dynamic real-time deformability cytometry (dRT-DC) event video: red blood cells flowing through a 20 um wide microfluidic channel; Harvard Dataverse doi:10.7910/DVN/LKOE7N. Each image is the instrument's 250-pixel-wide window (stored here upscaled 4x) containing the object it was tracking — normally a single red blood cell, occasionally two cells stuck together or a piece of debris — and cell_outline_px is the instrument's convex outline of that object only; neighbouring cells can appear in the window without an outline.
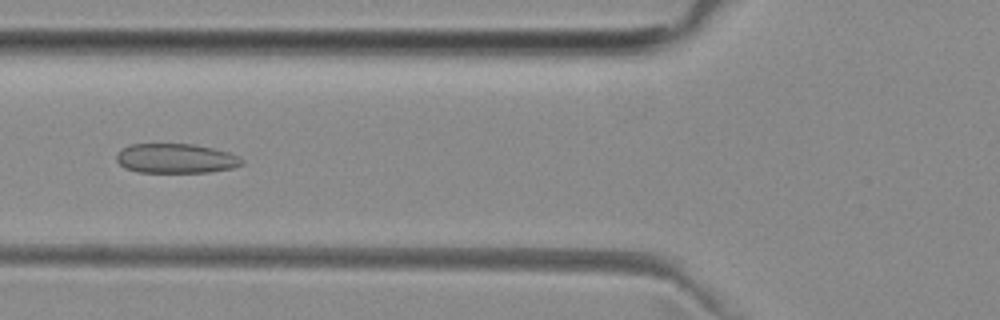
{"species": "common noctule bat (a hibernating species)", "species_latin": "Nyctalus noctula", "temperature_condition": "room temperature", "stored_images_in_passage": 34, "camera_frame_rate_fps": 3000, "um_per_image_px": 0.085, "animal": {"sex": "female", "body_mass_g": 29.2, "forearm_length_mm": 56.3}, "frame": {"image": 1, "passage_image": 5, "time_ms": 1.333, "image_size_px": [1000, 320], "cell_outline_px": [[244, 164], [232, 168], [208, 172], [136, 172], [124, 168], [116, 160], [116, 156], [124, 148], [132, 144], [192, 144], [212, 148], [228, 152], [240, 156], [244, 160]], "centroid_in_image_um": [14.97, 13.47], "position_along_channel_um": 110.8, "area_um2": 21.56}}
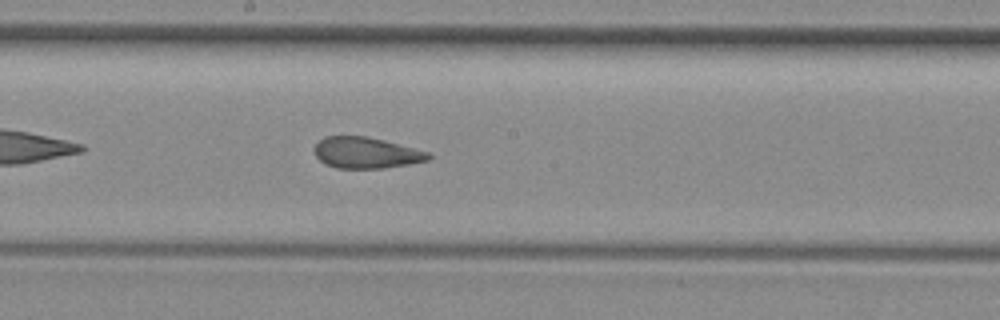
{"frame": {"image": 2, "passage_image": 13, "time_ms": 4.0, "image_size_px": [1000, 320], "cell_outline_px": [[432, 156], [428, 160], [408, 164], [384, 168], [336, 168], [324, 164], [312, 152], [312, 148], [324, 136], [368, 136], [384, 140], [428, 152]], "centroid_in_image_um": [31.06, 12.98], "position_along_channel_um": 217.1, "area_um2": 20.75}}
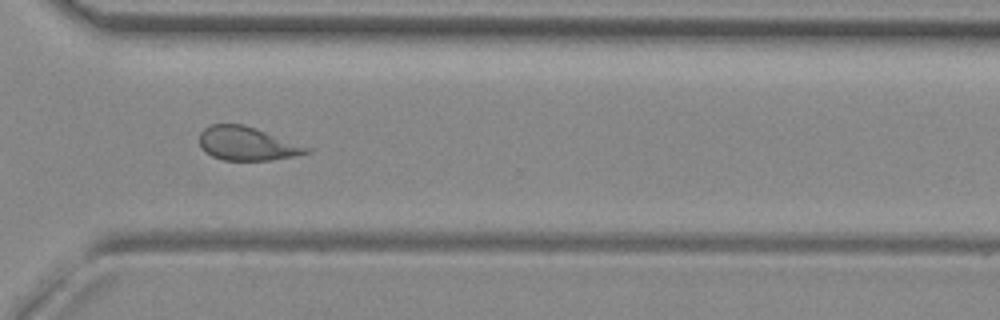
{"frame": {"image": 3, "passage_image": 23, "time_ms": 7.333, "image_size_px": [1000, 320], "cell_outline_px": [[312, 152], [296, 156], [268, 160], [224, 160], [212, 156], [204, 152], [200, 148], [200, 132], [204, 128], [212, 124], [244, 124], [256, 128], [312, 148]], "centroid_in_image_um": [21.0, 12.21], "position_along_channel_um": 349.6, "area_um2": 21.1}, "authors_computed_cell_mechanics": {"area_um2": 21.3282, "velocity_mm_per_s": 3.9761, "shape_relaxation_time_tau1_ms": null, "shape_relaxation_time_tau2_ms": 1.6078, "deformation_change_tau1": null, "deformation_change_tau2": 0.08}}